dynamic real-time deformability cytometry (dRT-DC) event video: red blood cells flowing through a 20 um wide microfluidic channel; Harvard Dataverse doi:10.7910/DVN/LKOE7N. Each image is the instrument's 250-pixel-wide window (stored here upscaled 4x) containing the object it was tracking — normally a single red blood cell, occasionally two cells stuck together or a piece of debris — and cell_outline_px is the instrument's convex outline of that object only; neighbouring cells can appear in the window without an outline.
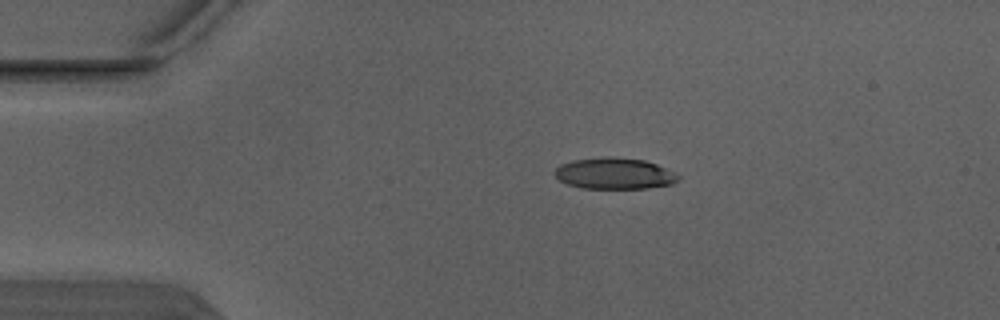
{"species": "Egyptian fruit bat (a non-hibernating species)", "species_latin": "Rousettus aegyptiacus", "temperature_condition": "warm", "stored_images_in_passage": 2, "camera_frame_rate_fps": 3000, "um_per_image_px": 0.085, "animal": {"sex": "male"}, "frame": {"image": 1, "passage_image": 1, "time_ms": 0.0, "image_size_px": [1000, 320], "cell_outline_px": [[680, 180], [672, 184], [648, 188], [580, 188], [568, 184], [560, 180], [552, 172], [560, 164], [572, 160], [608, 156], [612, 156], [644, 160], [656, 164], [676, 172], [680, 176]], "centroid_in_image_um": [52.24, 14.74], "position_along_channel_um": 32.8, "area_um2": 22.72}}